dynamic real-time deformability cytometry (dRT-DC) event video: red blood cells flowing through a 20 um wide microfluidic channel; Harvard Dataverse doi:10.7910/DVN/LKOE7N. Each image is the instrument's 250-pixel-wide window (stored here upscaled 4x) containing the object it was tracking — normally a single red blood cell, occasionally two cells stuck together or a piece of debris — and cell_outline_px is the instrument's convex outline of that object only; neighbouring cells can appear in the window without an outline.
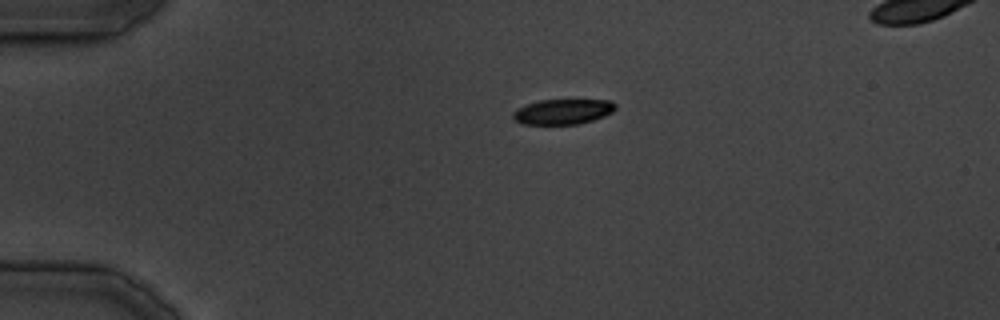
{"species": "common noctule bat (a hibernating species)", "species_latin": "Nyctalus noctula", "temperature_condition": "cold", "stored_images_in_passage": 32, "segment_of_instrument_passage": [1, 2], "camera_frame_rate_fps": 3000, "um_per_image_px": 0.085, "animal": {"sex": "male", "body_mass_g": 19.5, "forearm_length_mm": 54.6}, "frame": {"image": 1, "passage_image": 1, "time_ms": 0.0, "image_size_px": [1000, 320], "cell_outline_px": [[616, 108], [612, 112], [604, 116], [580, 124], [524, 124], [512, 120], [512, 112], [516, 108], [540, 100], [612, 100], [616, 104]], "centroid_in_image_um": [47.83, 9.49], "position_along_channel_um": 37.2, "area_um2": 15.14}}
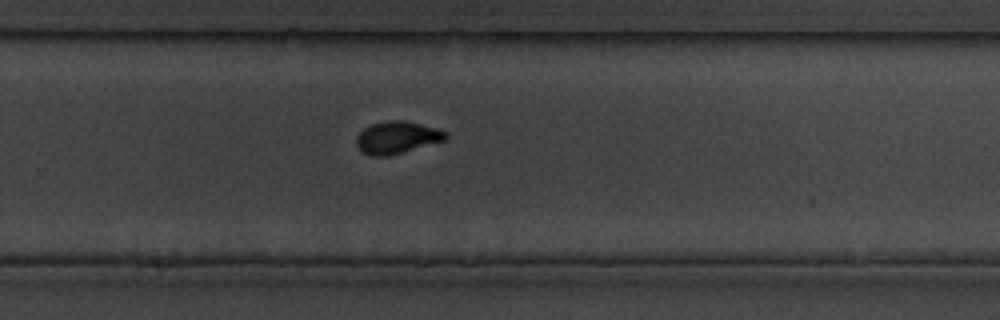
{"frame": {"image": 2, "passage_image": 18, "time_ms": 21.0, "image_size_px": [1000, 320], "cell_outline_px": [[448, 136], [444, 140], [388, 156], [372, 156], [364, 152], [356, 144], [356, 136], [364, 128], [372, 124], [388, 120], [404, 120], [436, 128], [448, 132]], "centroid_in_image_um": [33.74, 11.67], "position_along_channel_um": 296.1, "area_um2": 16.53}}
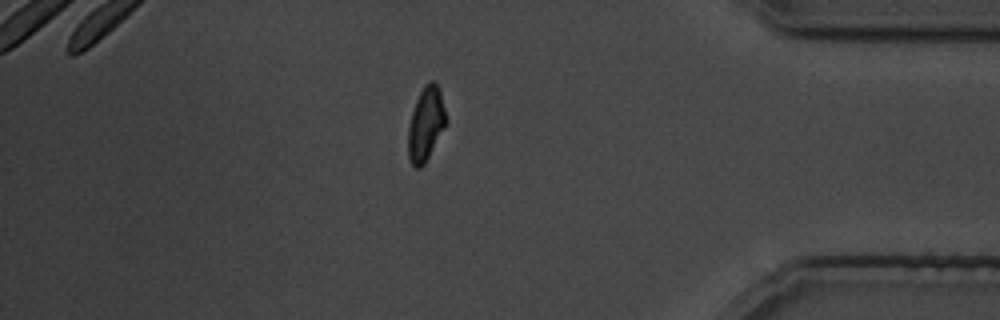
{"frame": {"image": 3, "passage_image": 26, "time_ms": 30.0, "image_size_px": [1000, 320], "cell_outline_px": [[448, 120], [424, 164], [420, 168], [416, 168], [412, 164], [408, 156], [408, 124], [416, 100], [424, 84], [432, 80], [436, 84], [440, 92]], "centroid_in_image_um": [36.19, 10.53], "position_along_channel_um": 399.0, "area_um2": 16.13}}